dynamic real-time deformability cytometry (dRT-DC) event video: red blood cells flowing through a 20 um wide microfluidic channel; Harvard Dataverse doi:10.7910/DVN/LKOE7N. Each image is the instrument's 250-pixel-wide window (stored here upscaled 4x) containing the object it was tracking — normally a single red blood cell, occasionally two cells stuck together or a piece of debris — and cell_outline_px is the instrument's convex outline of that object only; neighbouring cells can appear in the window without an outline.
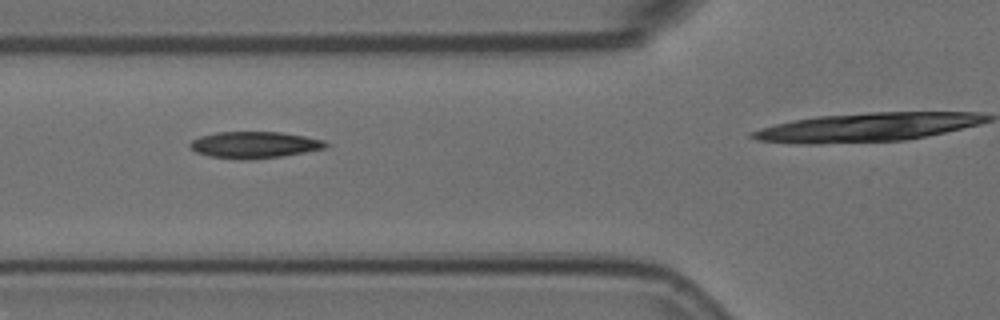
{"species": "Egyptian fruit bat (a non-hibernating species)", "species_latin": "Rousettus aegyptiacus", "temperature_condition": "room temperature", "stored_images_in_passage": 8, "camera_frame_rate_fps": 3000, "um_per_image_px": 0.085, "animal": {"sex": "female"}, "frame": {"image": 1, "passage_image": 2, "time_ms": 0.333, "image_size_px": [1000, 320], "cell_outline_px": [[328, 144], [324, 148], [304, 152], [280, 156], [252, 160], [208, 156], [196, 152], [188, 144], [192, 140], [200, 136], [216, 132], [280, 132], [304, 136], [324, 140]], "centroid_in_image_um": [21.59, 12.31], "position_along_channel_um": 104.2, "area_um2": 20.81}}
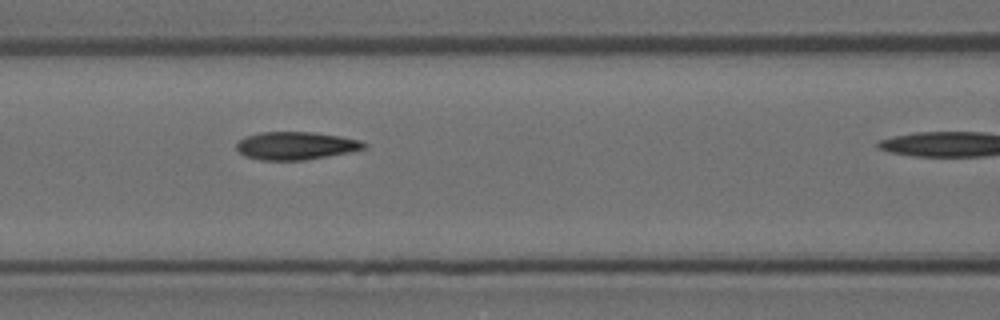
{"frame": {"image": 2, "passage_image": 3, "time_ms": 0.667, "image_size_px": [1000, 320], "cell_outline_px": [[368, 144], [364, 148], [348, 152], [304, 160], [264, 160], [244, 156], [236, 148], [236, 144], [244, 136], [260, 132], [312, 132], [340, 136], [360, 140]], "centroid_in_image_um": [25.12, 12.37], "position_along_channel_um": 141.5, "area_um2": 20.58}}
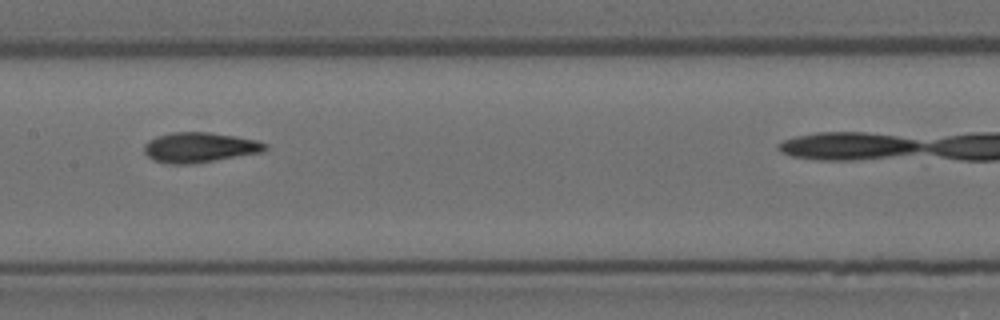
{"frame": {"image": 3, "passage_image": 4, "time_ms": 1.0, "image_size_px": [1000, 320], "cell_outline_px": [[268, 148], [260, 152], [192, 164], [172, 164], [152, 160], [144, 152], [144, 144], [148, 140], [156, 136], [172, 132], [208, 132], [256, 140], [268, 144]], "centroid_in_image_um": [16.91, 12.53], "position_along_channel_um": 190.5, "area_um2": 21.04}}